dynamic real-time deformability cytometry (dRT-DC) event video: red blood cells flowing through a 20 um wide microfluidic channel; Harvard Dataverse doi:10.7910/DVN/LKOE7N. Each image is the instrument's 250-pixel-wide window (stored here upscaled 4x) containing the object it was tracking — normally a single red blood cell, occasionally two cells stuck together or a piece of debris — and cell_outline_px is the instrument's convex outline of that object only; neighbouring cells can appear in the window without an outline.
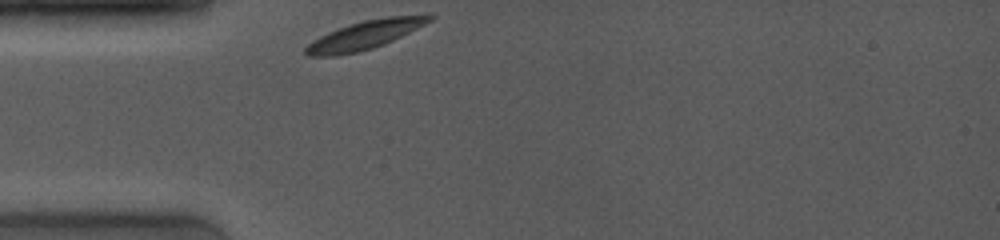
{"species": "common noctule bat (a hibernating species)", "species_latin": "Nyctalus noctula", "temperature_condition": "room temperature", "stored_images_in_passage": 40, "camera_frame_rate_fps": 4000, "um_per_image_px": 0.085, "animal": {"sex": "female", "body_mass_g": 19.0, "forearm_length_mm": 53.3}, "frame": {"image": 1, "passage_image": 1, "time_ms": 0.0, "image_size_px": [1000, 240], "cell_outline_px": [[436, 16], [432, 20], [384, 44], [372, 48], [356, 52], [332, 56], [308, 56], [304, 52], [304, 48], [312, 40], [328, 32], [364, 20], [388, 16], [432, 12]], "centroid_in_image_um": [31.08, 2.94], "position_along_channel_um": 53.9, "area_um2": 20.58}}
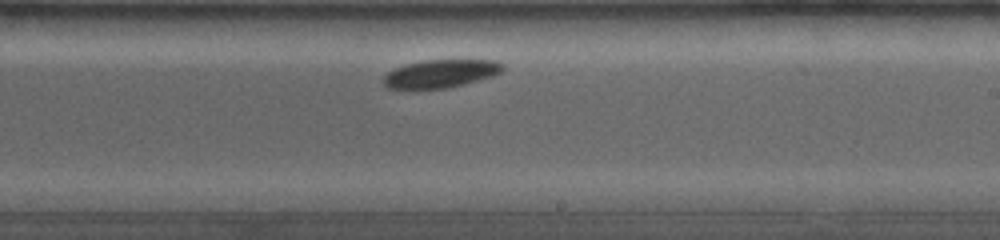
{"frame": {"image": 2, "passage_image": 23, "time_ms": 5.5, "image_size_px": [1000, 240], "cell_outline_px": [[504, 68], [500, 72], [492, 76], [464, 84], [444, 88], [388, 88], [380, 80], [392, 68], [404, 64], [424, 60], [496, 60], [504, 64]], "centroid_in_image_um": [37.42, 6.24], "position_along_channel_um": 251.6, "area_um2": 19.48}}
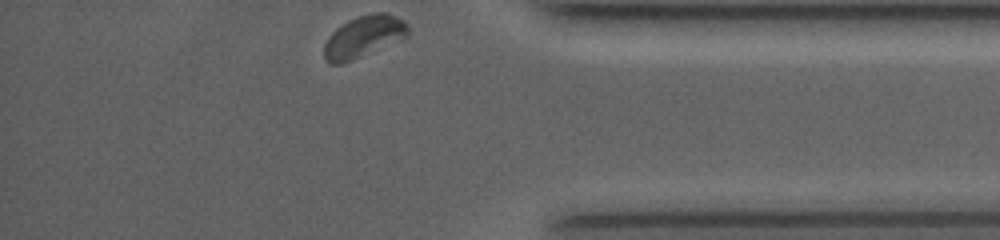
{"frame": {"image": 3, "passage_image": 40, "time_ms": 9.75, "image_size_px": [1000, 240], "cell_outline_px": [[408, 36], [400, 40], [352, 60], [340, 64], [328, 64], [324, 60], [324, 44], [328, 36], [336, 28], [348, 20], [372, 12], [388, 12], [404, 20], [408, 24]], "centroid_in_image_um": [30.9, 3.11], "position_along_channel_um": 404.3, "area_um2": 20.52}, "authors_computed_cell_mechanics": {"area_um2": 20.3456, "velocity_mm_per_s": 3.7488, "shape_relaxation_time_tau1_ms": 2.7993, "shape_relaxation_time_tau2_ms": null, "deformation_change_tau1": 0.1303, "deformation_change_tau2": null}}